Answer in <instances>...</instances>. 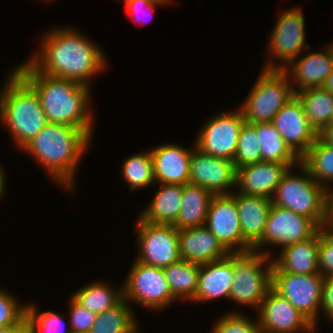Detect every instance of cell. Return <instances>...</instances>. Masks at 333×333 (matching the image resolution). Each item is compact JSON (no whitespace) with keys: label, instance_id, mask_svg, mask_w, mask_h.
Wrapping results in <instances>:
<instances>
[{"label":"cell","instance_id":"9c48e42d","mask_svg":"<svg viewBox=\"0 0 333 333\" xmlns=\"http://www.w3.org/2000/svg\"><path fill=\"white\" fill-rule=\"evenodd\" d=\"M299 7V8H298ZM290 7L279 15L268 42L270 58L262 69L283 70L295 60L303 50L310 48L305 42V18L300 6ZM276 59L279 63L273 61ZM274 62V63H273ZM276 63V64H275Z\"/></svg>","mask_w":333,"mask_h":333},{"label":"cell","instance_id":"cb8c5ba5","mask_svg":"<svg viewBox=\"0 0 333 333\" xmlns=\"http://www.w3.org/2000/svg\"><path fill=\"white\" fill-rule=\"evenodd\" d=\"M319 231L311 238L281 249L280 255L272 259L273 264L284 273H320L318 267Z\"/></svg>","mask_w":333,"mask_h":333},{"label":"cell","instance_id":"484cf974","mask_svg":"<svg viewBox=\"0 0 333 333\" xmlns=\"http://www.w3.org/2000/svg\"><path fill=\"white\" fill-rule=\"evenodd\" d=\"M213 195L199 185H183L181 208L173 226L177 230L204 226Z\"/></svg>","mask_w":333,"mask_h":333},{"label":"cell","instance_id":"f1b7e54d","mask_svg":"<svg viewBox=\"0 0 333 333\" xmlns=\"http://www.w3.org/2000/svg\"><path fill=\"white\" fill-rule=\"evenodd\" d=\"M262 162L286 163L290 167L300 163V158L289 148L272 123H256Z\"/></svg>","mask_w":333,"mask_h":333},{"label":"cell","instance_id":"f546056e","mask_svg":"<svg viewBox=\"0 0 333 333\" xmlns=\"http://www.w3.org/2000/svg\"><path fill=\"white\" fill-rule=\"evenodd\" d=\"M163 270L172 295L176 299L175 302L179 300L193 301L198 286L200 265L181 259Z\"/></svg>","mask_w":333,"mask_h":333},{"label":"cell","instance_id":"ffe728a7","mask_svg":"<svg viewBox=\"0 0 333 333\" xmlns=\"http://www.w3.org/2000/svg\"><path fill=\"white\" fill-rule=\"evenodd\" d=\"M290 166L286 163L259 162L237 168V192L272 199Z\"/></svg>","mask_w":333,"mask_h":333},{"label":"cell","instance_id":"44dd1931","mask_svg":"<svg viewBox=\"0 0 333 333\" xmlns=\"http://www.w3.org/2000/svg\"><path fill=\"white\" fill-rule=\"evenodd\" d=\"M179 245L181 259L199 265L230 254L205 225L180 229Z\"/></svg>","mask_w":333,"mask_h":333},{"label":"cell","instance_id":"74e56055","mask_svg":"<svg viewBox=\"0 0 333 333\" xmlns=\"http://www.w3.org/2000/svg\"><path fill=\"white\" fill-rule=\"evenodd\" d=\"M318 267L323 277H333V230H319Z\"/></svg>","mask_w":333,"mask_h":333},{"label":"cell","instance_id":"8d00e7d4","mask_svg":"<svg viewBox=\"0 0 333 333\" xmlns=\"http://www.w3.org/2000/svg\"><path fill=\"white\" fill-rule=\"evenodd\" d=\"M0 288V327H13L25 318L27 304H20L17 297Z\"/></svg>","mask_w":333,"mask_h":333},{"label":"cell","instance_id":"ee69618b","mask_svg":"<svg viewBox=\"0 0 333 333\" xmlns=\"http://www.w3.org/2000/svg\"><path fill=\"white\" fill-rule=\"evenodd\" d=\"M9 333H34L33 326L25 317L17 325L10 327Z\"/></svg>","mask_w":333,"mask_h":333},{"label":"cell","instance_id":"8fae6325","mask_svg":"<svg viewBox=\"0 0 333 333\" xmlns=\"http://www.w3.org/2000/svg\"><path fill=\"white\" fill-rule=\"evenodd\" d=\"M137 223L138 254L136 261L145 265L165 268L181 260L179 230L173 224Z\"/></svg>","mask_w":333,"mask_h":333},{"label":"cell","instance_id":"d6a6232c","mask_svg":"<svg viewBox=\"0 0 333 333\" xmlns=\"http://www.w3.org/2000/svg\"><path fill=\"white\" fill-rule=\"evenodd\" d=\"M122 178L130 190H139L152 186L155 183L153 176V160L150 150L134 153L124 160L122 164Z\"/></svg>","mask_w":333,"mask_h":333},{"label":"cell","instance_id":"c3c4849f","mask_svg":"<svg viewBox=\"0 0 333 333\" xmlns=\"http://www.w3.org/2000/svg\"><path fill=\"white\" fill-rule=\"evenodd\" d=\"M123 2L127 1V0H122ZM153 1H157V2H160V3H169V2H172L171 0H153Z\"/></svg>","mask_w":333,"mask_h":333},{"label":"cell","instance_id":"277c9868","mask_svg":"<svg viewBox=\"0 0 333 333\" xmlns=\"http://www.w3.org/2000/svg\"><path fill=\"white\" fill-rule=\"evenodd\" d=\"M0 90V120L21 149L48 123L35 89L13 68Z\"/></svg>","mask_w":333,"mask_h":333},{"label":"cell","instance_id":"7c38bea8","mask_svg":"<svg viewBox=\"0 0 333 333\" xmlns=\"http://www.w3.org/2000/svg\"><path fill=\"white\" fill-rule=\"evenodd\" d=\"M321 228L310 218L298 215L289 209L271 205L262 239L253 247L271 257V252L263 245L271 244L281 249L314 236ZM262 249V250H260ZM264 249V250H263Z\"/></svg>","mask_w":333,"mask_h":333},{"label":"cell","instance_id":"2e32d148","mask_svg":"<svg viewBox=\"0 0 333 333\" xmlns=\"http://www.w3.org/2000/svg\"><path fill=\"white\" fill-rule=\"evenodd\" d=\"M237 168L233 161L203 153L193 144L189 183L199 185L214 195L231 194L236 188Z\"/></svg>","mask_w":333,"mask_h":333},{"label":"cell","instance_id":"b9f144b4","mask_svg":"<svg viewBox=\"0 0 333 333\" xmlns=\"http://www.w3.org/2000/svg\"><path fill=\"white\" fill-rule=\"evenodd\" d=\"M330 186V187H329ZM324 228L333 230V186L328 185L325 188V222Z\"/></svg>","mask_w":333,"mask_h":333},{"label":"cell","instance_id":"d6986e66","mask_svg":"<svg viewBox=\"0 0 333 333\" xmlns=\"http://www.w3.org/2000/svg\"><path fill=\"white\" fill-rule=\"evenodd\" d=\"M192 148L176 144H161L150 150L155 184L189 183Z\"/></svg>","mask_w":333,"mask_h":333},{"label":"cell","instance_id":"5bb4252c","mask_svg":"<svg viewBox=\"0 0 333 333\" xmlns=\"http://www.w3.org/2000/svg\"><path fill=\"white\" fill-rule=\"evenodd\" d=\"M205 226L230 253L253 250L243 239L236 201L232 194L213 195Z\"/></svg>","mask_w":333,"mask_h":333},{"label":"cell","instance_id":"6da1fadb","mask_svg":"<svg viewBox=\"0 0 333 333\" xmlns=\"http://www.w3.org/2000/svg\"><path fill=\"white\" fill-rule=\"evenodd\" d=\"M46 32L40 50L27 59L39 73L90 87L93 77L106 70L103 50L77 29L61 26Z\"/></svg>","mask_w":333,"mask_h":333},{"label":"cell","instance_id":"681fc988","mask_svg":"<svg viewBox=\"0 0 333 333\" xmlns=\"http://www.w3.org/2000/svg\"><path fill=\"white\" fill-rule=\"evenodd\" d=\"M258 333H271V332H265V331L259 330Z\"/></svg>","mask_w":333,"mask_h":333},{"label":"cell","instance_id":"f6af8a7d","mask_svg":"<svg viewBox=\"0 0 333 333\" xmlns=\"http://www.w3.org/2000/svg\"><path fill=\"white\" fill-rule=\"evenodd\" d=\"M322 87L333 94V69L330 72V74L327 76V79Z\"/></svg>","mask_w":333,"mask_h":333},{"label":"cell","instance_id":"f35d334b","mask_svg":"<svg viewBox=\"0 0 333 333\" xmlns=\"http://www.w3.org/2000/svg\"><path fill=\"white\" fill-rule=\"evenodd\" d=\"M69 325L72 333H89L97 314L82 307L72 297L69 299Z\"/></svg>","mask_w":333,"mask_h":333},{"label":"cell","instance_id":"1f68e13d","mask_svg":"<svg viewBox=\"0 0 333 333\" xmlns=\"http://www.w3.org/2000/svg\"><path fill=\"white\" fill-rule=\"evenodd\" d=\"M300 163L324 188L330 183L333 184V146L323 143L317 137L313 145L300 158Z\"/></svg>","mask_w":333,"mask_h":333},{"label":"cell","instance_id":"4dcf8cb0","mask_svg":"<svg viewBox=\"0 0 333 333\" xmlns=\"http://www.w3.org/2000/svg\"><path fill=\"white\" fill-rule=\"evenodd\" d=\"M133 307L123 298L114 307L97 314L89 333H141Z\"/></svg>","mask_w":333,"mask_h":333},{"label":"cell","instance_id":"7bdbcfd3","mask_svg":"<svg viewBox=\"0 0 333 333\" xmlns=\"http://www.w3.org/2000/svg\"><path fill=\"white\" fill-rule=\"evenodd\" d=\"M317 137L329 146H333V121L323 127L318 133Z\"/></svg>","mask_w":333,"mask_h":333},{"label":"cell","instance_id":"7a4b0ae2","mask_svg":"<svg viewBox=\"0 0 333 333\" xmlns=\"http://www.w3.org/2000/svg\"><path fill=\"white\" fill-rule=\"evenodd\" d=\"M37 92L48 123L67 124L93 137L90 88L73 80L39 73L28 61L14 68Z\"/></svg>","mask_w":333,"mask_h":333},{"label":"cell","instance_id":"ac0fdd59","mask_svg":"<svg viewBox=\"0 0 333 333\" xmlns=\"http://www.w3.org/2000/svg\"><path fill=\"white\" fill-rule=\"evenodd\" d=\"M322 50L321 52H307L308 54L302 57L299 55L283 69L291 79L290 84L294 93L307 88L323 86L333 69V42Z\"/></svg>","mask_w":333,"mask_h":333},{"label":"cell","instance_id":"83f0119b","mask_svg":"<svg viewBox=\"0 0 333 333\" xmlns=\"http://www.w3.org/2000/svg\"><path fill=\"white\" fill-rule=\"evenodd\" d=\"M108 284L102 280L92 281L76 290L71 297L89 311L101 314L123 299V287L117 289Z\"/></svg>","mask_w":333,"mask_h":333},{"label":"cell","instance_id":"d4e9b609","mask_svg":"<svg viewBox=\"0 0 333 333\" xmlns=\"http://www.w3.org/2000/svg\"><path fill=\"white\" fill-rule=\"evenodd\" d=\"M159 187L139 218L147 223L174 224L181 208L183 185L159 183Z\"/></svg>","mask_w":333,"mask_h":333},{"label":"cell","instance_id":"603a6c76","mask_svg":"<svg viewBox=\"0 0 333 333\" xmlns=\"http://www.w3.org/2000/svg\"><path fill=\"white\" fill-rule=\"evenodd\" d=\"M243 239L253 248L263 237L272 201L234 191Z\"/></svg>","mask_w":333,"mask_h":333},{"label":"cell","instance_id":"ab89813d","mask_svg":"<svg viewBox=\"0 0 333 333\" xmlns=\"http://www.w3.org/2000/svg\"><path fill=\"white\" fill-rule=\"evenodd\" d=\"M124 4H125L124 6H125L126 14H129L130 17L131 16L134 17L136 15L133 18V20H135V22L137 21V23L141 24L145 21L144 18L143 19L141 18L142 16L141 17L138 16L139 14H141V11H142V13L145 11V14L148 12V15H149V13L150 14L153 13L156 6L160 7L161 5H165L167 3H160L157 1H153V0H127L124 2ZM145 18H146V16H145Z\"/></svg>","mask_w":333,"mask_h":333},{"label":"cell","instance_id":"3957f363","mask_svg":"<svg viewBox=\"0 0 333 333\" xmlns=\"http://www.w3.org/2000/svg\"><path fill=\"white\" fill-rule=\"evenodd\" d=\"M91 139L85 131L74 126L47 123L21 150L32 155L50 178L63 186L61 188L73 191L78 164Z\"/></svg>","mask_w":333,"mask_h":333},{"label":"cell","instance_id":"60d3db41","mask_svg":"<svg viewBox=\"0 0 333 333\" xmlns=\"http://www.w3.org/2000/svg\"><path fill=\"white\" fill-rule=\"evenodd\" d=\"M320 312L333 322V277H325L323 302Z\"/></svg>","mask_w":333,"mask_h":333},{"label":"cell","instance_id":"e0dca14e","mask_svg":"<svg viewBox=\"0 0 333 333\" xmlns=\"http://www.w3.org/2000/svg\"><path fill=\"white\" fill-rule=\"evenodd\" d=\"M272 124L289 148L301 158L317 139L299 99L294 96L273 118Z\"/></svg>","mask_w":333,"mask_h":333},{"label":"cell","instance_id":"7402d4cb","mask_svg":"<svg viewBox=\"0 0 333 333\" xmlns=\"http://www.w3.org/2000/svg\"><path fill=\"white\" fill-rule=\"evenodd\" d=\"M233 277L232 253L223 259L201 264L196 295L192 302L203 303L221 297L229 299Z\"/></svg>","mask_w":333,"mask_h":333},{"label":"cell","instance_id":"d590c367","mask_svg":"<svg viewBox=\"0 0 333 333\" xmlns=\"http://www.w3.org/2000/svg\"><path fill=\"white\" fill-rule=\"evenodd\" d=\"M218 320V321H217ZM214 323L211 333H258L259 323L243 313L228 312Z\"/></svg>","mask_w":333,"mask_h":333},{"label":"cell","instance_id":"836d02e7","mask_svg":"<svg viewBox=\"0 0 333 333\" xmlns=\"http://www.w3.org/2000/svg\"><path fill=\"white\" fill-rule=\"evenodd\" d=\"M256 134V123L244 122L238 137L234 157L236 168L262 162L260 141Z\"/></svg>","mask_w":333,"mask_h":333},{"label":"cell","instance_id":"5b68a950","mask_svg":"<svg viewBox=\"0 0 333 333\" xmlns=\"http://www.w3.org/2000/svg\"><path fill=\"white\" fill-rule=\"evenodd\" d=\"M271 259L254 250L232 253L234 277L229 296L232 302L259 309L260 303L272 288Z\"/></svg>","mask_w":333,"mask_h":333},{"label":"cell","instance_id":"52a82bcc","mask_svg":"<svg viewBox=\"0 0 333 333\" xmlns=\"http://www.w3.org/2000/svg\"><path fill=\"white\" fill-rule=\"evenodd\" d=\"M294 96L290 79L283 70L262 69L239 109L246 122L272 123L275 115Z\"/></svg>","mask_w":333,"mask_h":333},{"label":"cell","instance_id":"bcb514c9","mask_svg":"<svg viewBox=\"0 0 333 333\" xmlns=\"http://www.w3.org/2000/svg\"><path fill=\"white\" fill-rule=\"evenodd\" d=\"M4 169H2V166L0 164V199L1 197L3 196L4 194V189L6 188L5 185H6V179H5V174H4Z\"/></svg>","mask_w":333,"mask_h":333},{"label":"cell","instance_id":"30bf717a","mask_svg":"<svg viewBox=\"0 0 333 333\" xmlns=\"http://www.w3.org/2000/svg\"><path fill=\"white\" fill-rule=\"evenodd\" d=\"M324 281L320 273L292 274L281 272L274 264L272 288L286 298L314 326L322 308Z\"/></svg>","mask_w":333,"mask_h":333},{"label":"cell","instance_id":"4316f807","mask_svg":"<svg viewBox=\"0 0 333 333\" xmlns=\"http://www.w3.org/2000/svg\"><path fill=\"white\" fill-rule=\"evenodd\" d=\"M306 117L317 133L333 121V94L323 87H312L295 93Z\"/></svg>","mask_w":333,"mask_h":333},{"label":"cell","instance_id":"9a60e30c","mask_svg":"<svg viewBox=\"0 0 333 333\" xmlns=\"http://www.w3.org/2000/svg\"><path fill=\"white\" fill-rule=\"evenodd\" d=\"M259 330L271 333H315L318 328L286 298L271 288L260 303Z\"/></svg>","mask_w":333,"mask_h":333},{"label":"cell","instance_id":"4fadbf2b","mask_svg":"<svg viewBox=\"0 0 333 333\" xmlns=\"http://www.w3.org/2000/svg\"><path fill=\"white\" fill-rule=\"evenodd\" d=\"M246 120L242 111L218 113L201 127L195 147L203 153L234 161L240 129Z\"/></svg>","mask_w":333,"mask_h":333},{"label":"cell","instance_id":"ba28073f","mask_svg":"<svg viewBox=\"0 0 333 333\" xmlns=\"http://www.w3.org/2000/svg\"><path fill=\"white\" fill-rule=\"evenodd\" d=\"M123 286V298L153 311H161L176 300L167 282L164 270L134 260Z\"/></svg>","mask_w":333,"mask_h":333},{"label":"cell","instance_id":"e575fe53","mask_svg":"<svg viewBox=\"0 0 333 333\" xmlns=\"http://www.w3.org/2000/svg\"><path fill=\"white\" fill-rule=\"evenodd\" d=\"M37 309L35 303L26 305L25 317L32 324L34 333H72L69 323L66 326L64 315L53 311L39 313Z\"/></svg>","mask_w":333,"mask_h":333},{"label":"cell","instance_id":"8992f818","mask_svg":"<svg viewBox=\"0 0 333 333\" xmlns=\"http://www.w3.org/2000/svg\"><path fill=\"white\" fill-rule=\"evenodd\" d=\"M300 173L293 174V169ZM300 174V175H299ZM272 204L312 219L320 228L325 222V188L301 164L290 167L271 199Z\"/></svg>","mask_w":333,"mask_h":333},{"label":"cell","instance_id":"7dc6e473","mask_svg":"<svg viewBox=\"0 0 333 333\" xmlns=\"http://www.w3.org/2000/svg\"><path fill=\"white\" fill-rule=\"evenodd\" d=\"M10 327H0V333H9Z\"/></svg>","mask_w":333,"mask_h":333}]
</instances>
